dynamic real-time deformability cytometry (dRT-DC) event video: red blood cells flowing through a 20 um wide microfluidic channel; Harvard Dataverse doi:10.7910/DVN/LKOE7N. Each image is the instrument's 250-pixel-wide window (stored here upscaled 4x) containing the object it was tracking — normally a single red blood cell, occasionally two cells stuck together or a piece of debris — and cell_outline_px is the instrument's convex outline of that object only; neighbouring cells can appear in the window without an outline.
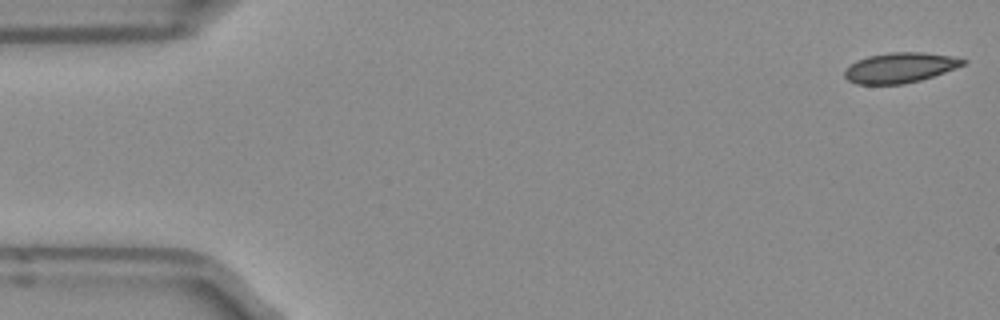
{"species": "Egyptian fruit bat (a non-hibernating species)", "species_latin": "Rousettus aegyptiacus", "temperature_condition": "room temperature", "stored_images_in_passage": 50, "camera_frame_rate_fps": 3000, "um_per_image_px": 0.085, "frame": {"image": 1, "passage_image": 1, "time_ms": 0.0, "image_size_px": [1000, 320], "cell_outline_px": [[968, 60], [964, 64], [956, 68], [920, 80], [904, 84], [856, 84], [848, 80], [844, 76], [844, 68], [856, 60], [868, 56], [888, 52], [920, 52], [952, 56]], "centroid_in_image_um": [76.46, 5.75], "position_along_channel_um": 8.5, "area_um2": 20.87}}
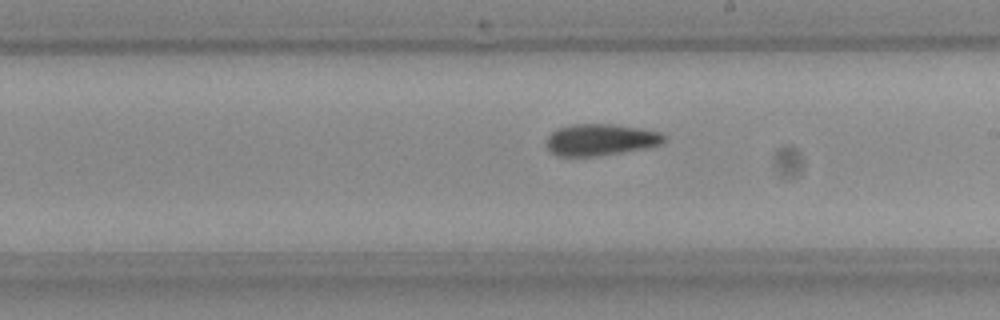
{"frame": {"image": 2, "passage_image": 28, "time_ms": 9.0, "image_size_px": [1000, 320], "cell_outline_px": [[664, 140], [660, 144], [644, 148], [596, 156], [556, 156], [548, 148], [548, 136], [556, 128], [572, 124], [612, 124], [644, 128], [660, 132], [664, 136]], "centroid_in_image_um": [51.04, 11.86], "position_along_channel_um": 238.0, "area_um2": 21.5}}
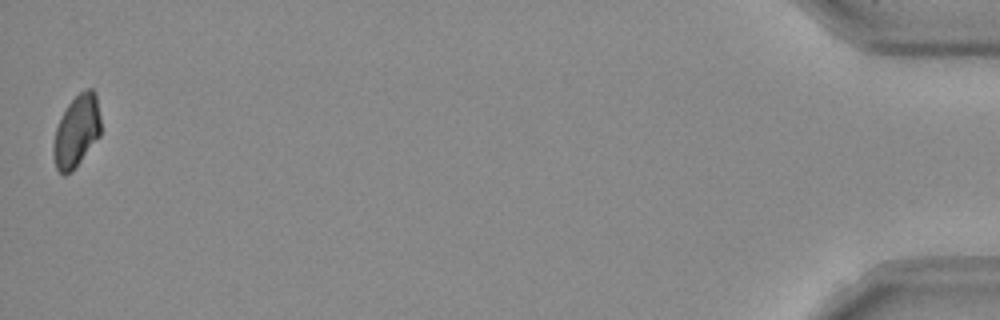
{"frame": {"image": 3, "passage_image": 50, "time_ms": 16.333, "image_size_px": [1000, 320], "cell_outline_px": [[100, 136], [72, 172], [64, 176], [56, 168], [52, 152], [52, 144], [56, 128], [68, 104], [80, 92], [88, 88], [92, 88], [96, 92], [100, 116]], "centroid_in_image_um": [6.51, 11.17], "position_along_channel_um": 428.7, "area_um2": 19.94}, "authors_computed_cell_mechanics": {"area_um2": 21.4149, "velocity_mm_per_s": 3.9488, "shape_relaxation_time_tau1_ms": 6.0541, "shape_relaxation_time_tau2_ms": 5.3017, "deformation_change_tau1": 0.1135, "deformation_change_tau2": 0.0578}}